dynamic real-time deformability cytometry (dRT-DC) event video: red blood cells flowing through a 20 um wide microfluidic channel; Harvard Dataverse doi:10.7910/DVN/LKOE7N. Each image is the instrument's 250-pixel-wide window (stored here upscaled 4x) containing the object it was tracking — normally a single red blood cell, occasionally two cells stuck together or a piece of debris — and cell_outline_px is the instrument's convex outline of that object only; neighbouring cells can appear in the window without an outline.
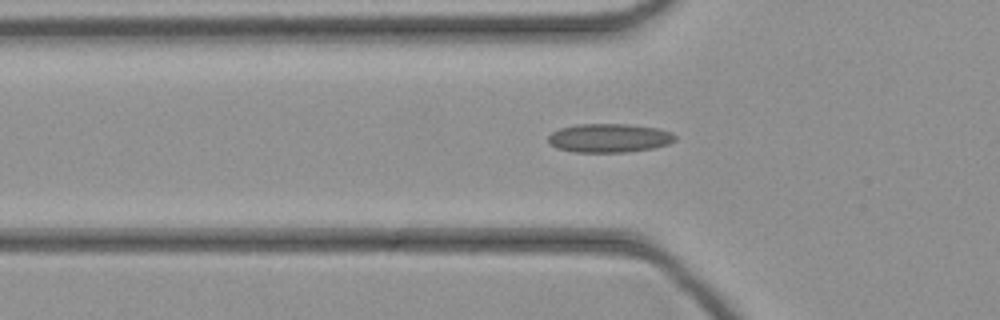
{"species": "common noctule bat (a hibernating species)", "species_latin": "Nyctalus noctula", "temperature_condition": "cold", "stored_images_in_passage": 39, "camera_frame_rate_fps": 3000, "um_per_image_px": 0.085, "animal": {"sex": "female", "body_mass_g": 21.9}, "frame": {"image": 1, "passage_image": 15, "time_ms": 4.667, "image_size_px": [1000, 320], "cell_outline_px": [[676, 140], [668, 144], [652, 148], [628, 152], [572, 152], [556, 148], [548, 144], [548, 136], [552, 132], [560, 128], [576, 124], [628, 124], [656, 128], [672, 132], [676, 136]], "centroid_in_image_um": [51.75, 11.73], "position_along_channel_um": 74.0, "area_um2": 21.44}}
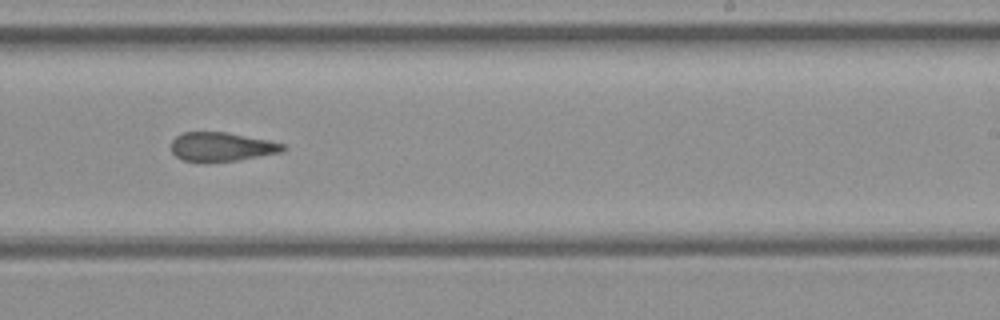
{"frame": {"image": 2, "passage_image": 28, "time_ms": 9.0, "image_size_px": [1000, 320], "cell_outline_px": [[288, 148], [280, 152], [240, 160], [184, 160], [176, 156], [172, 152], [172, 140], [176, 136], [184, 132], [228, 132], [268, 140], [284, 144]], "centroid_in_image_um": [18.87, 12.45], "position_along_channel_um": 270.1, "area_um2": 18.44}}
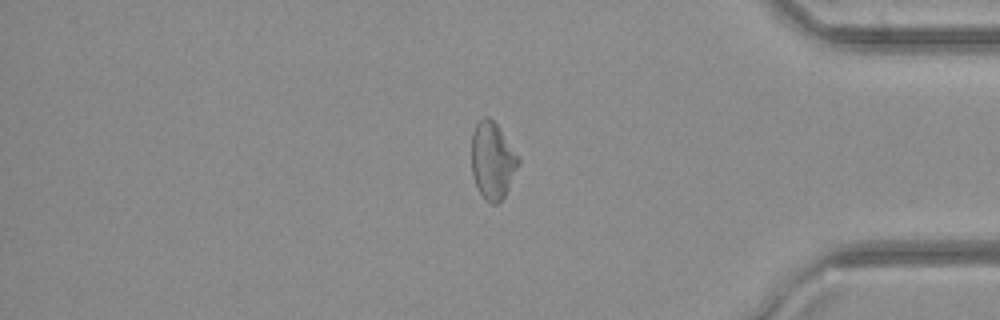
{"frame": {"image": 3, "passage_image": 38, "time_ms": 12.333, "image_size_px": [1000, 320], "cell_outline_px": [[520, 164], [504, 196], [496, 204], [492, 204], [484, 200], [476, 184], [472, 172], [472, 132], [476, 124], [484, 116], [488, 116], [496, 124], [520, 160]], "centroid_in_image_um": [41.85, 13.66], "position_along_channel_um": 393.4, "area_um2": 20.63}}